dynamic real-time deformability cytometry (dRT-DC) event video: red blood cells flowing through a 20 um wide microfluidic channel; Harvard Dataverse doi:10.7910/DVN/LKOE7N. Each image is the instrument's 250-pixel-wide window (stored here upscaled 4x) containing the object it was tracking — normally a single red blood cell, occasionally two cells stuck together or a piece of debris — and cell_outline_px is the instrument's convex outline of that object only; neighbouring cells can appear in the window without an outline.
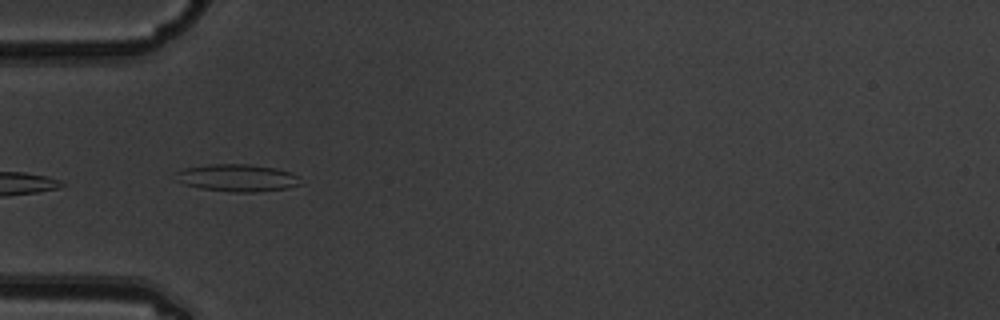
{"species": "common noctule bat (a hibernating species)", "species_latin": "Nyctalus noctula", "temperature_condition": "warm", "stored_images_in_passage": 11, "camera_frame_rate_fps": 3000, "um_per_image_px": 0.085, "animal": {"sex": "male", "body_mass_g": 19.5, "forearm_length_mm": 54.6}, "frame": {"image": 1, "passage_image": 5, "time_ms": 1.333, "image_size_px": [1000, 320], "cell_outline_px": [[300, 184], [288, 188], [256, 192], [232, 192], [200, 188], [184, 184], [180, 180], [176, 172], [184, 168], [208, 164], [248, 164], [276, 168], [300, 176]], "centroid_in_image_um": [20.2, 15.11], "position_along_channel_um": 64.8, "area_um2": 19.71}}
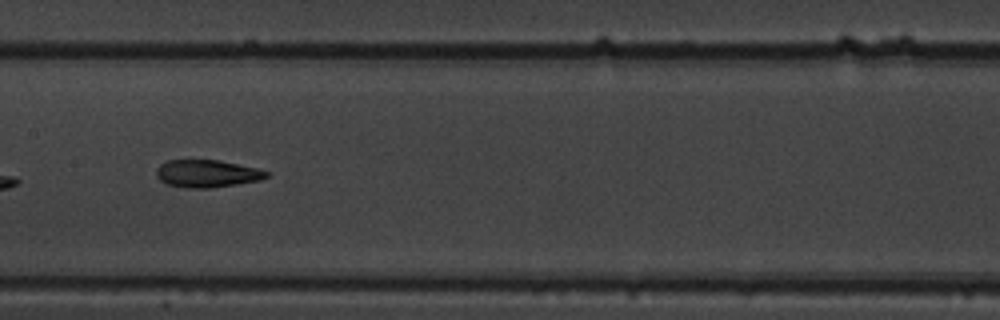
{"frame": {"image": 2, "passage_image": 8, "time_ms": 2.333, "image_size_px": [1000, 320], "cell_outline_px": [[268, 176], [260, 180], [236, 184], [208, 188], [184, 188], [164, 184], [156, 176], [156, 168], [160, 164], [168, 160], [216, 160], [256, 168], [268, 172]], "centroid_in_image_um": [17.52, 14.76], "position_along_channel_um": 189.9, "area_um2": 17.57}}
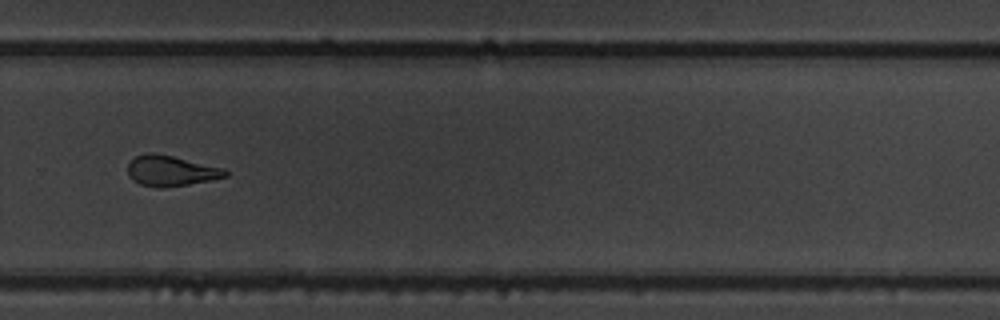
{"frame": {"image": 3, "passage_image": 11, "time_ms": 3.333, "image_size_px": [1000, 320], "cell_outline_px": [[228, 176], [212, 180], [188, 184], [160, 188], [140, 184], [132, 180], [128, 176], [128, 164], [136, 156], [152, 152], [172, 156], [224, 168], [228, 172]], "centroid_in_image_um": [14.53, 14.53], "position_along_channel_um": 315.3, "area_um2": 17.22}}